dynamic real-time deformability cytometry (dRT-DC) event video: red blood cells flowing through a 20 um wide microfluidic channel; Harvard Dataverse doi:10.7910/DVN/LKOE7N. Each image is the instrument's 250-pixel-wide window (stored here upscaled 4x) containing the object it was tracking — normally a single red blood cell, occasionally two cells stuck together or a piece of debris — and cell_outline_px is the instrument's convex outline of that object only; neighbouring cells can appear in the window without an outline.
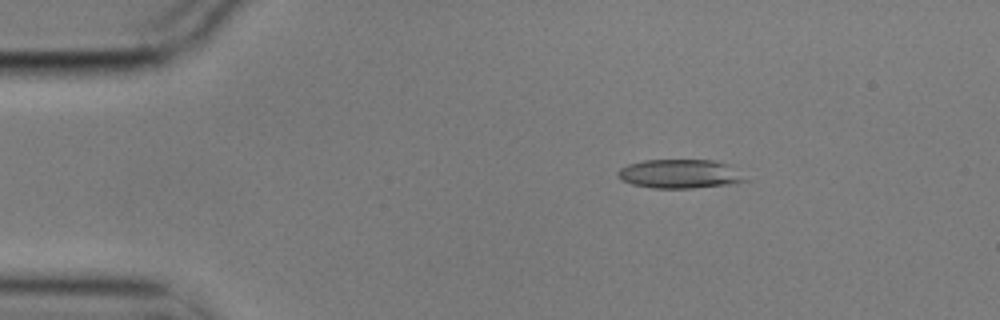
{"species": "common noctule bat (a hibernating species)", "species_latin": "Nyctalus noctula", "temperature_condition": "cold", "stored_images_in_passage": 3, "camera_frame_rate_fps": 3000, "um_per_image_px": 0.085, "animal": {"sex": "male", "body_mass_g": 17.9}, "frame": {"image": 1, "passage_image": 1, "time_ms": 0.0, "image_size_px": [1000, 320], "cell_outline_px": [[748, 180], [736, 184], [692, 188], [652, 188], [632, 184], [620, 180], [616, 176], [616, 172], [620, 168], [628, 164], [644, 160], [712, 160], [728, 164]], "centroid_in_image_um": [57.75, 14.79], "position_along_channel_um": 27.3, "area_um2": 21.62}}